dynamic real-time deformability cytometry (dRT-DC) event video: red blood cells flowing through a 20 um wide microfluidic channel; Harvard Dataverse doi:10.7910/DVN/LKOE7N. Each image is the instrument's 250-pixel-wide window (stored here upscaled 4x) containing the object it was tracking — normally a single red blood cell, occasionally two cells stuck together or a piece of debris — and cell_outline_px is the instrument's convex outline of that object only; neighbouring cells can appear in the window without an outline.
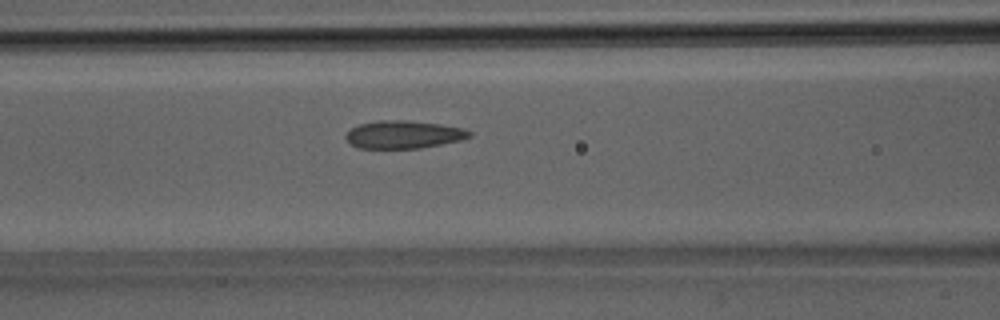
{"species": "Egyptian fruit bat (a non-hibernating species)", "species_latin": "Rousettus aegyptiacus", "temperature_condition": "room temperature", "stored_images_in_passage": 26, "camera_frame_rate_fps": 3000, "um_per_image_px": 0.085, "animal": {"sex": "male"}, "frame": {"image": 1, "passage_image": 4, "time_ms": 1.0, "image_size_px": [1000, 320], "cell_outline_px": [[472, 136], [460, 140], [420, 148], [356, 148], [348, 144], [344, 136], [352, 128], [360, 124], [376, 120], [404, 120], [440, 124], [464, 128], [472, 132]], "centroid_in_image_um": [34.27, 11.43], "position_along_channel_um": 132.3, "area_um2": 20.11}}
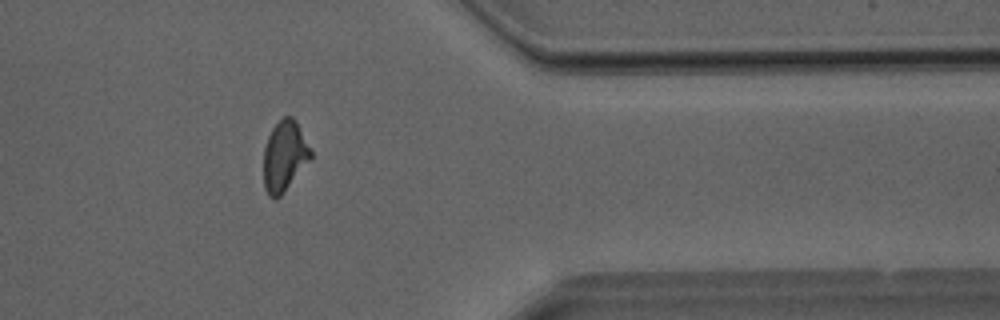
{"frame": {"image": 2, "passage_image": 19, "time_ms": 6.0, "image_size_px": [1000, 320], "cell_outline_px": [[312, 160], [284, 192], [276, 200], [268, 196], [264, 188], [264, 148], [268, 136], [272, 128], [284, 116], [292, 116], [296, 120], [312, 152]], "centroid_in_image_um": [24.19, 13.3], "position_along_channel_um": 387.2, "area_um2": 19.59}}
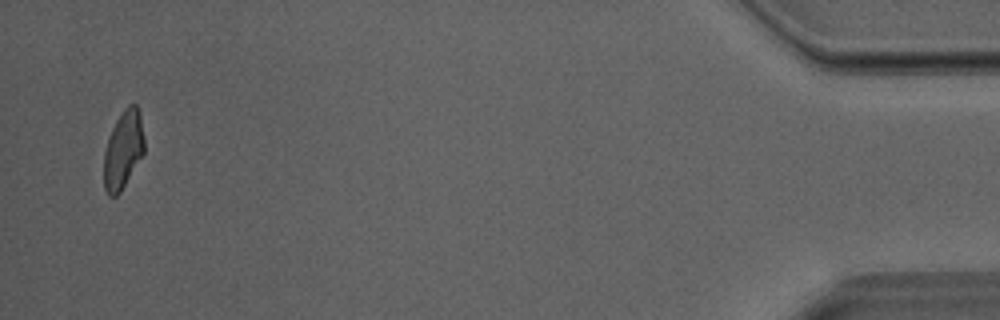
{"frame": {"image": 3, "passage_image": 25, "time_ms": 8.0, "image_size_px": [1000, 320], "cell_outline_px": [[144, 152], [120, 192], [116, 196], [108, 196], [104, 188], [104, 152], [108, 136], [116, 120], [124, 108], [128, 104], [136, 104], [140, 112], [144, 136]], "centroid_in_image_um": [10.47, 12.7], "position_along_channel_um": 424.7, "area_um2": 18.38}}